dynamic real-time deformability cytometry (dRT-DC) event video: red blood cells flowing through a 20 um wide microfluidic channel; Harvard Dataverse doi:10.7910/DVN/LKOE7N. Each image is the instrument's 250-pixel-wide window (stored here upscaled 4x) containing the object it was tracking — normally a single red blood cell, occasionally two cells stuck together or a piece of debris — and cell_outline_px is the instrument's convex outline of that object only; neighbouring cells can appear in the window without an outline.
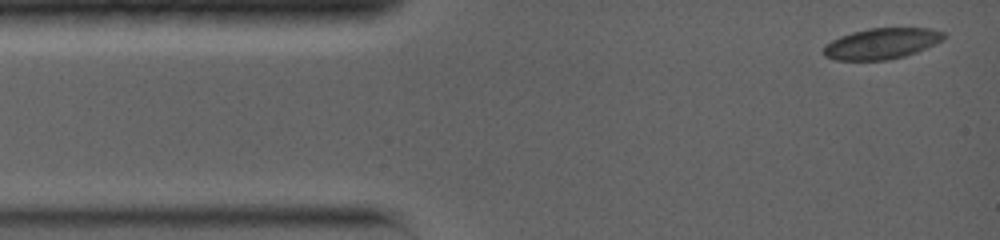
{"species": "common noctule bat (a hibernating species)", "species_latin": "Nyctalus noctula", "temperature_condition": "warm", "stored_images_in_passage": 5, "camera_frame_rate_fps": 5000, "um_per_image_px": 0.085, "animal": {"sex": "female", "body_mass_g": 19.0, "forearm_length_mm": 56.7}, "frame": {"image": 1, "passage_image": 1, "time_ms": 0.0, "image_size_px": [1000, 240], "cell_outline_px": [[948, 36], [944, 40], [916, 52], [904, 56], [888, 60], [836, 60], [824, 56], [824, 44], [840, 36], [852, 32], [868, 28], [932, 28], [944, 32]], "centroid_in_image_um": [74.96, 3.69], "position_along_channel_um": 10.0, "area_um2": 21.79}}
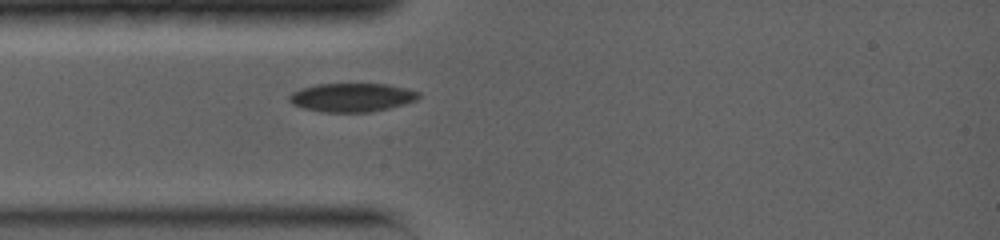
{"frame": {"image": 2, "passage_image": 4, "time_ms": 2.8, "image_size_px": [1000, 240], "cell_outline_px": [[420, 96], [416, 100], [388, 108], [368, 112], [320, 112], [304, 108], [292, 104], [288, 100], [288, 96], [292, 92], [300, 88], [316, 84], [388, 84], [420, 92]], "centroid_in_image_um": [29.86, 8.28], "position_along_channel_um": 55.1, "area_um2": 21.56}}